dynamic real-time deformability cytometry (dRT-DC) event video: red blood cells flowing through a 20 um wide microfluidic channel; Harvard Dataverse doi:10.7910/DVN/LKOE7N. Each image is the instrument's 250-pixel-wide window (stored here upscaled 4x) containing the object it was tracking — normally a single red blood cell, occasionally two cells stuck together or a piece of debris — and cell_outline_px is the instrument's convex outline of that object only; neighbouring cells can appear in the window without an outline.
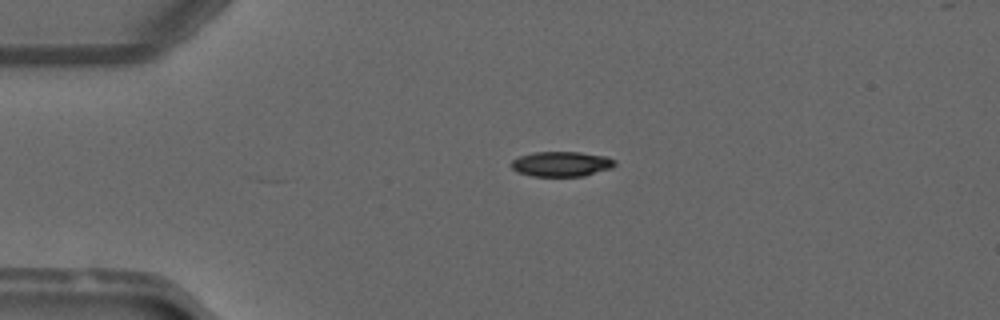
{"species": "common noctule bat (a hibernating species)", "species_latin": "Nyctalus noctula", "temperature_condition": "warm", "stored_images_in_passage": 36, "camera_frame_rate_fps": 3000, "um_per_image_px": 0.085, "animal": {"sex": "male", "forearm_length_mm": 52.5}, "frame": {"image": 1, "passage_image": 2, "time_ms": 0.333, "image_size_px": [1000, 320], "cell_outline_px": [[616, 164], [612, 168], [584, 176], [532, 176], [516, 172], [512, 168], [512, 160], [520, 156], [536, 152], [580, 152], [608, 156], [616, 160]], "centroid_in_image_um": [47.76, 13.94], "position_along_channel_um": 37.2, "area_um2": 15.2}}
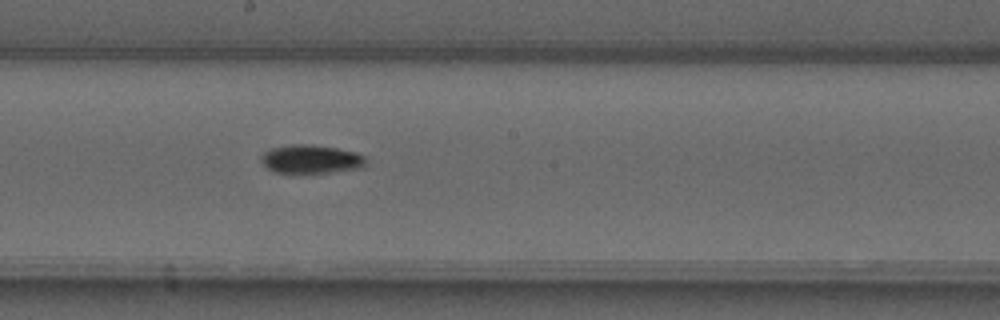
{"frame": {"image": 2, "passage_image": 18, "time_ms": 5.667, "image_size_px": [1000, 320], "cell_outline_px": [[368, 164], [364, 168], [332, 172], [276, 172], [268, 168], [260, 160], [260, 156], [264, 152], [272, 148], [292, 144], [312, 144], [336, 148], [356, 152], [364, 156], [368, 160]], "centroid_in_image_um": [26.5, 13.52], "position_along_channel_um": 221.7, "area_um2": 17.51}}
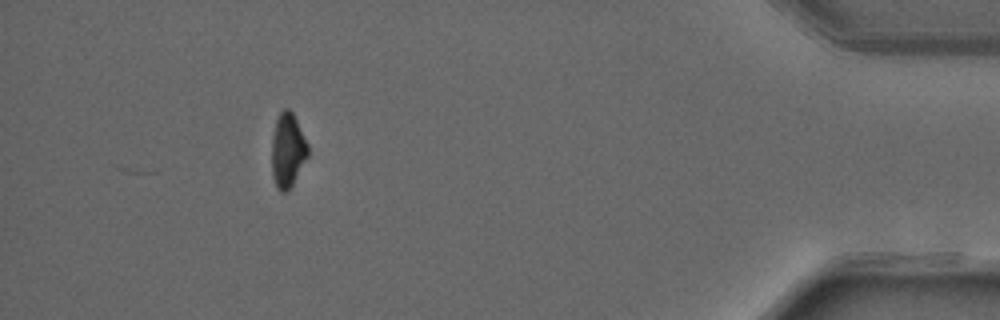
{"frame": {"image": 3, "passage_image": 36, "time_ms": 11.667, "image_size_px": [1000, 320], "cell_outline_px": [[308, 156], [288, 192], [280, 192], [276, 188], [272, 176], [272, 136], [276, 120], [280, 112], [284, 108], [288, 108], [292, 112], [308, 144]], "centroid_in_image_um": [24.44, 12.8], "position_along_channel_um": 410.8, "area_um2": 15.66}, "authors_computed_cell_mechanics": {"area_um2": 16.762, "velocity_mm_per_s": 4.1353, "shape_relaxation_time_tau1_ms": 4.8105, "shape_relaxation_time_tau2_ms": null, "deformation_change_tau1": 0.1672, "deformation_change_tau2": null}}